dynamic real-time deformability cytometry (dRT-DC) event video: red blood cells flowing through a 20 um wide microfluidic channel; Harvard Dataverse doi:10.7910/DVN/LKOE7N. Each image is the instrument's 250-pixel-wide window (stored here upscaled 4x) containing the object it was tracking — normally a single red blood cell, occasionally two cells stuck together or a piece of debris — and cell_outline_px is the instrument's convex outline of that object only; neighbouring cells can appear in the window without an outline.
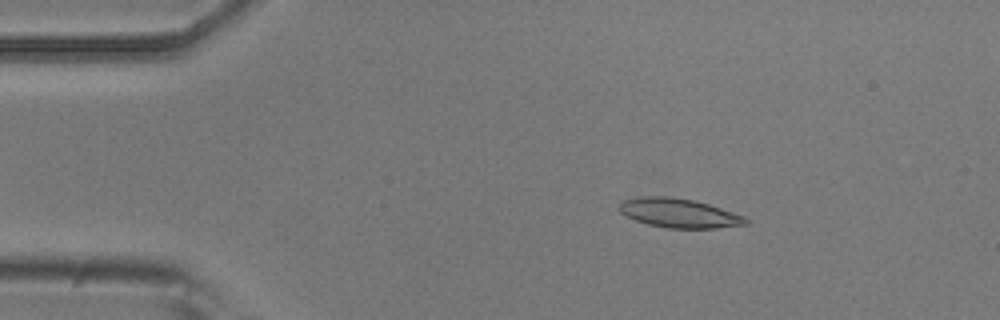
{"species": "common noctule bat (a hibernating species)", "species_latin": "Nyctalus noctula", "temperature_condition": "room temperature", "stored_images_in_passage": 51, "camera_frame_rate_fps": 3000, "um_per_image_px": 0.085, "animal": {"sex": "male", "body_mass_g": 20.5, "forearm_length_mm": 52.5}, "frame": {"image": 1, "passage_image": 8, "time_ms": 2.333, "image_size_px": [1000, 320], "cell_outline_px": [[748, 224], [716, 228], [668, 228], [648, 224], [636, 220], [620, 212], [620, 204], [624, 200], [644, 196], [668, 196], [696, 200], [744, 216], [748, 220]], "centroid_in_image_um": [57.73, 18.11], "position_along_channel_um": 27.3, "area_um2": 21.27}}
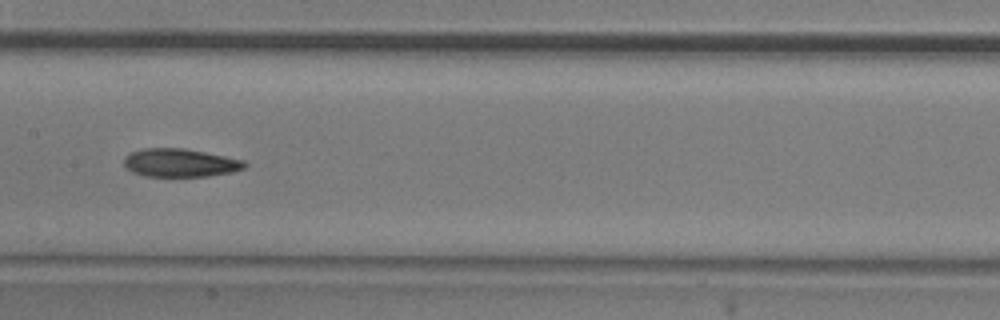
{"frame": {"image": 2, "passage_image": 25, "time_ms": 8.0, "image_size_px": [1000, 320], "cell_outline_px": [[248, 164], [244, 168], [232, 172], [208, 176], [144, 176], [132, 172], [124, 164], [124, 156], [132, 152], [144, 148], [184, 148], [244, 160]], "centroid_in_image_um": [15.31, 13.84], "position_along_channel_um": 192.1, "area_um2": 19.77}}
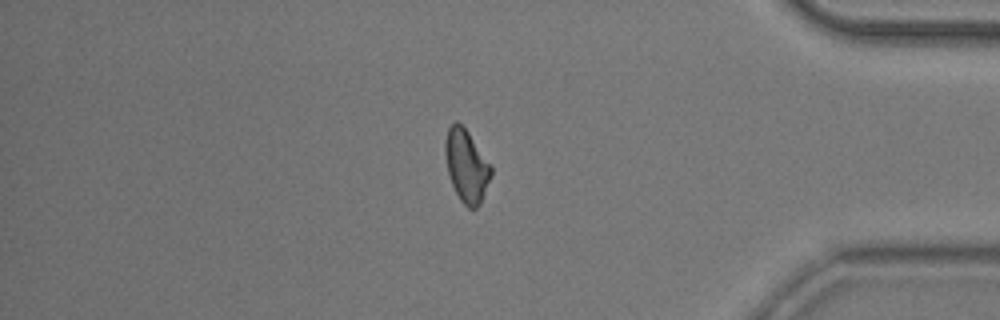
{"frame": {"image": 3, "passage_image": 43, "time_ms": 14.0, "image_size_px": [1000, 320], "cell_outline_px": [[492, 176], [480, 204], [476, 208], [468, 208], [460, 200], [452, 184], [448, 172], [444, 152], [444, 140], [448, 128], [456, 120], [468, 132], [492, 164]], "centroid_in_image_um": [39.66, 14.09], "position_along_channel_um": 395.5, "area_um2": 19.54}, "authors_computed_cell_mechanics": {"area_um2": 20.23, "velocity_mm_per_s": 3.9029, "shape_relaxation_time_tau1_ms": 8.1229, "shape_relaxation_time_tau2_ms": 6.3162, "deformation_change_tau1": 0.1859, "deformation_change_tau2": 0.1476}}